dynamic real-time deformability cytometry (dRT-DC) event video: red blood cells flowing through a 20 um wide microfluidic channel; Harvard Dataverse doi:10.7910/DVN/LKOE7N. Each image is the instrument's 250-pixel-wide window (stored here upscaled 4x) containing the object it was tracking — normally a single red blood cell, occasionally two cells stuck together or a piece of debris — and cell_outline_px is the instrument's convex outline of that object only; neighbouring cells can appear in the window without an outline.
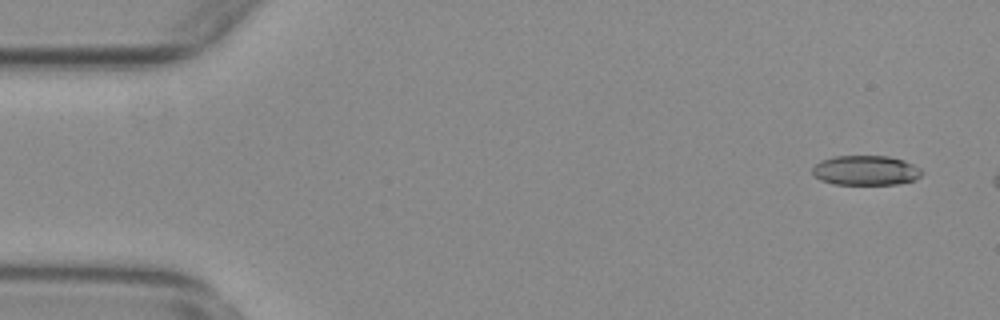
{"species": "common noctule bat (a hibernating species)", "species_latin": "Nyctalus noctula", "temperature_condition": "warm", "stored_images_in_passage": 9, "camera_frame_rate_fps": 3000, "um_per_image_px": 0.085, "animal": {"sex": "female", "body_mass_g": 29.2, "forearm_length_mm": 56.3}, "frame": {"image": 1, "passage_image": 3, "time_ms": 0.667, "image_size_px": [1000, 320], "cell_outline_px": [[924, 172], [916, 180], [896, 184], [832, 184], [820, 180], [812, 172], [812, 168], [820, 160], [836, 156], [888, 156], [904, 160], [920, 168]], "centroid_in_image_um": [73.6, 14.48], "position_along_channel_um": 11.4, "area_um2": 19.02}}